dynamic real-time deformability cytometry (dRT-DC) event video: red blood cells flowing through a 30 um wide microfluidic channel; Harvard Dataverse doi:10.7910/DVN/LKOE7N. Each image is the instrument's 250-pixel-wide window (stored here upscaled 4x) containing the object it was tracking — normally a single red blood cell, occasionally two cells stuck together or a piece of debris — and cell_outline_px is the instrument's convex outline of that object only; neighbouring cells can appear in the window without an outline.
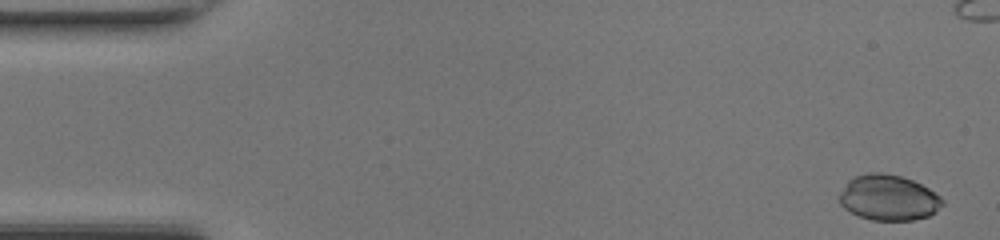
{"species": "common noctule bat (a hibernating species)", "species_latin": "Nyctalus noctula", "temperature_condition": "room temperature", "stored_images_in_passage": 39, "camera_frame_rate_fps": 3000, "um_per_image_px": 0.085, "animal": {"sex": "female", "body_mass_g": 17.0, "forearm_length_mm": 48.0}, "frame": {"image": 1, "passage_image": 1, "time_ms": 0.0, "image_size_px": [1000, 240], "cell_outline_px": [[944, 204], [936, 212], [928, 216], [912, 220], [872, 220], [860, 216], [844, 208], [840, 204], [840, 192], [848, 180], [856, 176], [868, 172], [880, 172], [900, 176], [912, 180], [928, 188], [940, 196], [944, 200]], "centroid_in_image_um": [75.53, 16.8], "position_along_channel_um": 9.5, "area_um2": 27.28}}
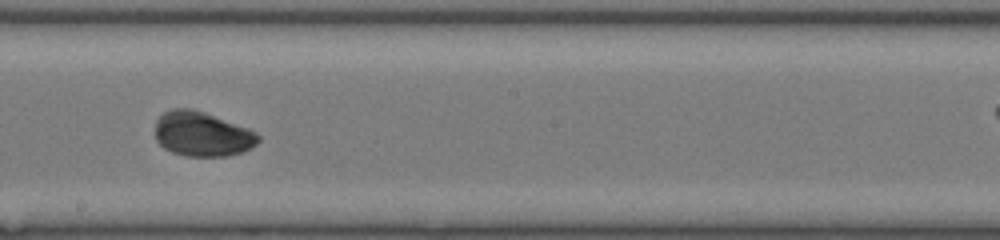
{"frame": {"image": 2, "passage_image": 26, "time_ms": 8.333, "image_size_px": [1000, 240], "cell_outline_px": [[260, 140], [256, 144], [244, 152], [228, 156], [188, 156], [172, 152], [164, 148], [156, 140], [156, 120], [164, 112], [172, 108], [192, 108], [204, 112], [248, 128], [256, 132], [260, 136]], "centroid_in_image_um": [17.19, 11.39], "position_along_channel_um": 231.0, "area_um2": 26.88}}
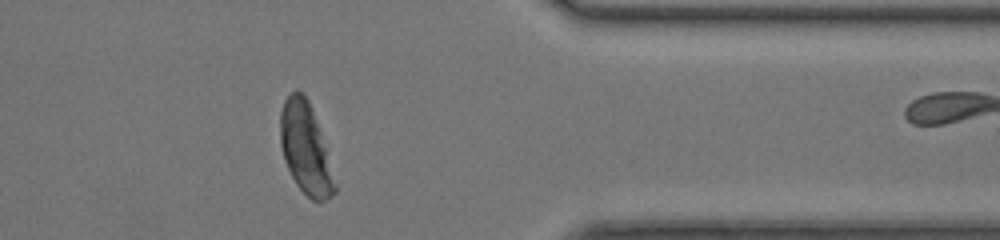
{"frame": {"image": 3, "passage_image": 38, "time_ms": 12.333, "image_size_px": [1000, 240], "cell_outline_px": [[336, 192], [332, 196], [324, 200], [312, 200], [296, 184], [284, 160], [280, 144], [280, 112], [284, 100], [296, 88], [304, 92], [308, 100], [320, 132], [336, 184]], "centroid_in_image_um": [25.94, 12.59], "position_along_channel_um": 385.5, "area_um2": 28.38}}